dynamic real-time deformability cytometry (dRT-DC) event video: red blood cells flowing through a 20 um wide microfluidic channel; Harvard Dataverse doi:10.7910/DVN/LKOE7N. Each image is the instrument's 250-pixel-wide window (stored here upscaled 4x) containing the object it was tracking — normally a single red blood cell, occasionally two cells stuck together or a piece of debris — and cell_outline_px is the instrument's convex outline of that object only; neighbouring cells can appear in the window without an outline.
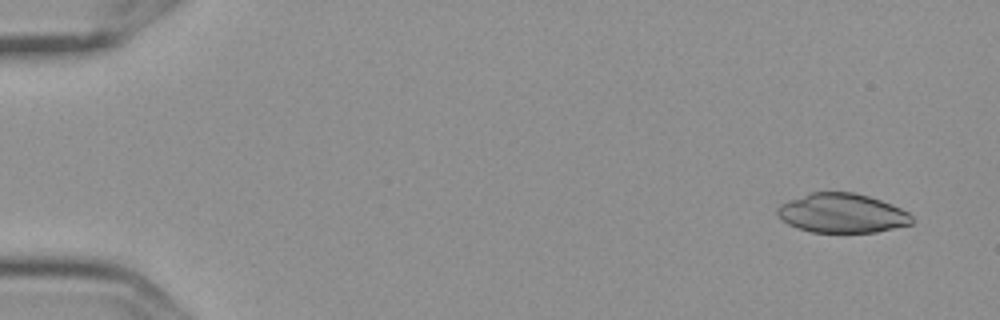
{"species": "Egyptian fruit bat (a non-hibernating species)", "species_latin": "Rousettus aegyptiacus", "temperature_condition": "cold", "stored_images_in_passage": 5, "camera_frame_rate_fps": 3000, "um_per_image_px": 0.085, "frame": {"image": 1, "passage_image": 1, "time_ms": 0.0, "image_size_px": [1000, 320], "cell_outline_px": [[912, 224], [876, 232], [812, 232], [788, 224], [776, 212], [776, 208], [780, 204], [812, 192], [852, 192], [868, 196], [880, 200], [900, 208], [908, 212], [912, 216]], "centroid_in_image_um": [71.59, 18.12], "position_along_channel_um": 13.4, "area_um2": 30.4}}